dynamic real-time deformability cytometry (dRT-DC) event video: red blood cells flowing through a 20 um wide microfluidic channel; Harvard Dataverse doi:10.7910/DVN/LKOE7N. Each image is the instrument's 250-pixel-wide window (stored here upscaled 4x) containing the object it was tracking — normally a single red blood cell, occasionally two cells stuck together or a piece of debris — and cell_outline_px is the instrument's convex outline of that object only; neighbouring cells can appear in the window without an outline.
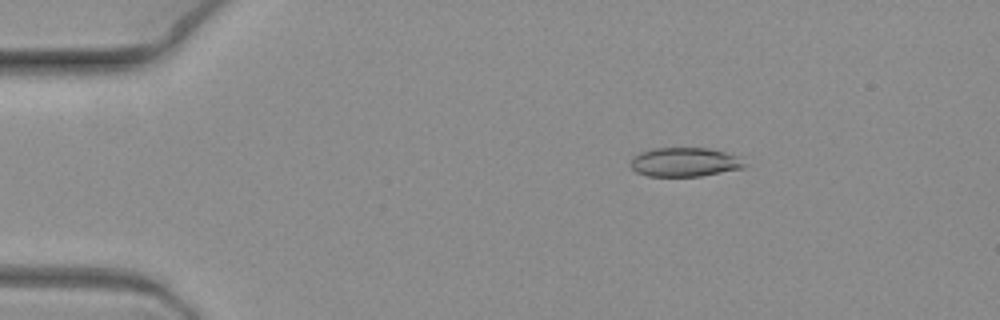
{"species": "common noctule bat (a hibernating species)", "species_latin": "Nyctalus noctula", "temperature_condition": "warm", "stored_images_in_passage": 8, "camera_frame_rate_fps": 3000, "um_per_image_px": 0.085, "animal": {"sex": "female", "body_mass_g": 19.3, "forearm_length_mm": 54.1}, "frame": {"image": 1, "passage_image": 2, "time_ms": 0.333, "image_size_px": [1000, 320], "cell_outline_px": [[744, 168], [700, 176], [648, 176], [636, 172], [632, 168], [632, 160], [640, 152], [652, 148], [708, 148], [724, 152], [736, 156], [744, 164]], "centroid_in_image_um": [58.17, 13.78], "position_along_channel_um": 26.8, "area_um2": 18.96}}
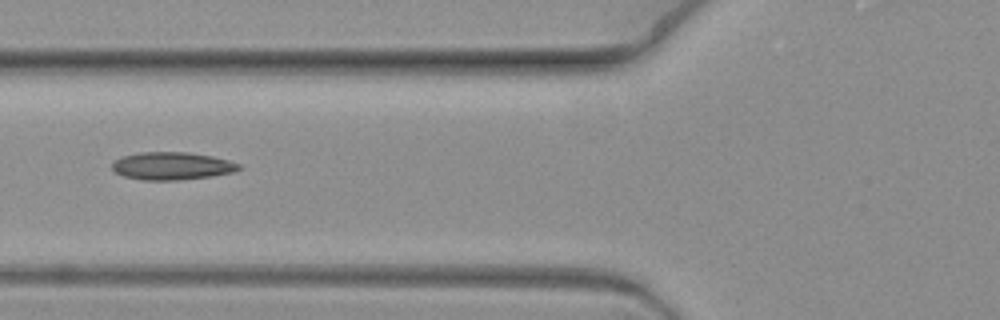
{"frame": {"image": 2, "passage_image": 6, "time_ms": 1.667, "image_size_px": [1000, 320], "cell_outline_px": [[240, 168], [232, 172], [208, 176], [176, 180], [144, 180], [124, 176], [116, 172], [112, 168], [112, 160], [120, 156], [140, 152], [188, 152], [212, 156], [228, 160], [240, 164]], "centroid_in_image_um": [14.55, 14.09], "position_along_channel_um": 111.2, "area_um2": 20.35}}
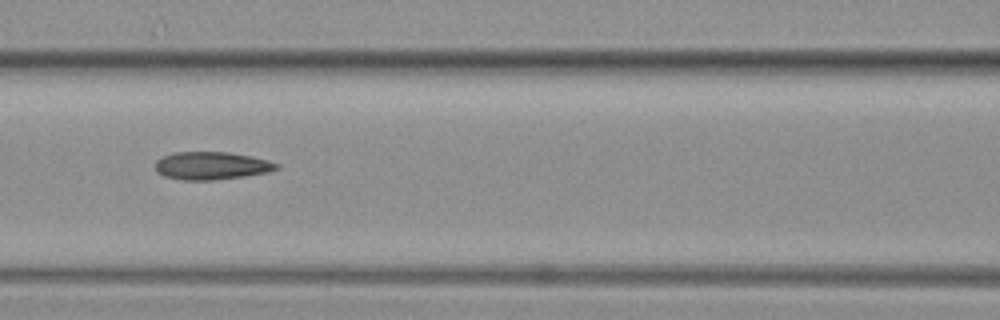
{"frame": {"image": 3, "passage_image": 7, "time_ms": 2.0, "image_size_px": [1000, 320], "cell_outline_px": [[280, 168], [268, 172], [244, 176], [216, 180], [184, 180], [164, 176], [156, 172], [156, 160], [164, 156], [176, 152], [228, 152], [252, 156], [268, 160], [280, 164]], "centroid_in_image_um": [18.01, 14.08], "position_along_channel_um": 148.6, "area_um2": 19.71}}